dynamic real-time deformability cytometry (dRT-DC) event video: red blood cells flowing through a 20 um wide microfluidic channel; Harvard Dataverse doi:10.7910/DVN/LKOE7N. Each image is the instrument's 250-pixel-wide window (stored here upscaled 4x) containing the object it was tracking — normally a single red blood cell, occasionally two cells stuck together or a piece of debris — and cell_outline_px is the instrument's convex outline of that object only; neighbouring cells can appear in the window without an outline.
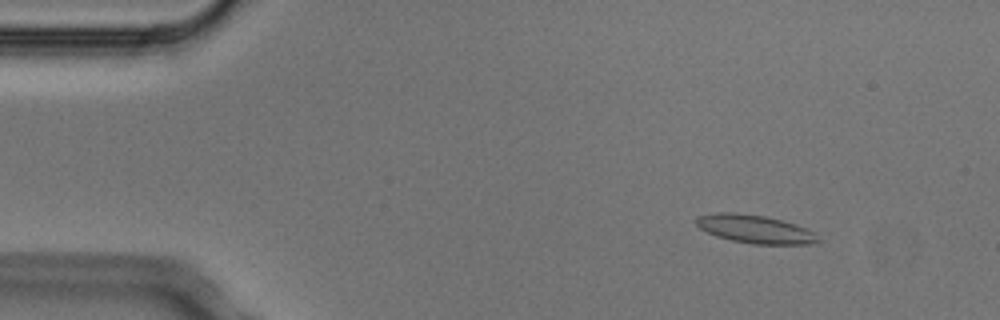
{"species": "Egyptian fruit bat (a non-hibernating species)", "species_latin": "Rousettus aegyptiacus", "temperature_condition": "cold", "stored_images_in_passage": 6, "camera_frame_rate_fps": 3000, "um_per_image_px": 0.085, "animal": {"sex": "male"}, "frame": {"image": 1, "passage_image": 2, "time_ms": 0.333, "image_size_px": [1000, 320], "cell_outline_px": [[820, 240], [816, 244], [752, 244], [732, 240], [716, 236], [700, 228], [696, 224], [696, 216], [716, 212], [736, 212], [764, 216], [796, 224], [812, 232]], "centroid_in_image_um": [64.14, 19.47], "position_along_channel_um": 20.9, "area_um2": 19.94}}
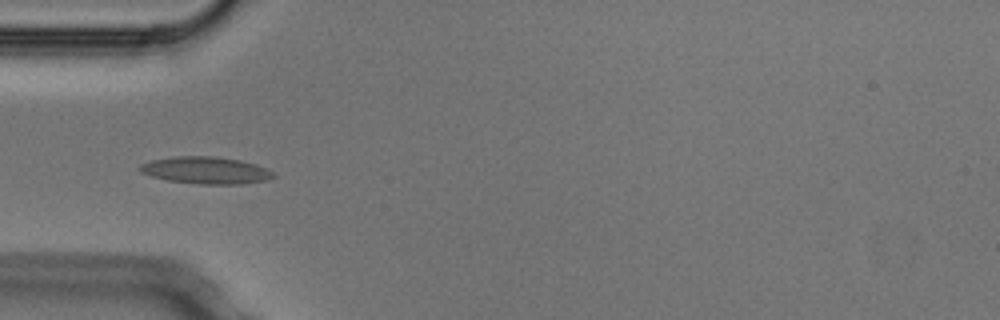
{"frame": {"image": 2, "passage_image": 5, "time_ms": 1.333, "image_size_px": [1000, 320], "cell_outline_px": [[276, 176], [268, 180], [240, 184], [200, 184], [168, 180], [152, 176], [140, 172], [136, 168], [140, 164], [152, 160], [176, 156], [216, 156], [240, 160], [256, 164], [272, 172]], "centroid_in_image_um": [17.48, 14.47], "position_along_channel_um": 67.5, "area_um2": 21.04}}
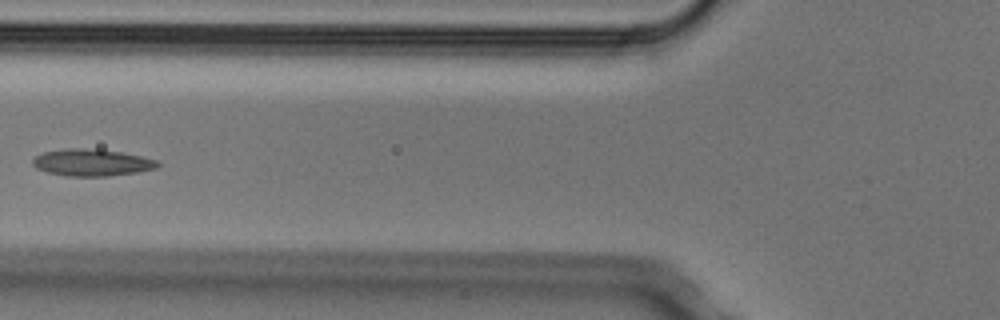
{"frame": {"image": 3, "passage_image": 6, "time_ms": 1.667, "image_size_px": [1000, 320], "cell_outline_px": [[160, 164], [156, 168], [136, 172], [108, 176], [68, 176], [48, 172], [36, 168], [32, 164], [32, 160], [36, 156], [44, 152], [64, 148], [80, 148], [120, 152], [140, 156], [156, 160]], "centroid_in_image_um": [7.77, 13.82], "position_along_channel_um": 118.0, "area_um2": 19.31}}